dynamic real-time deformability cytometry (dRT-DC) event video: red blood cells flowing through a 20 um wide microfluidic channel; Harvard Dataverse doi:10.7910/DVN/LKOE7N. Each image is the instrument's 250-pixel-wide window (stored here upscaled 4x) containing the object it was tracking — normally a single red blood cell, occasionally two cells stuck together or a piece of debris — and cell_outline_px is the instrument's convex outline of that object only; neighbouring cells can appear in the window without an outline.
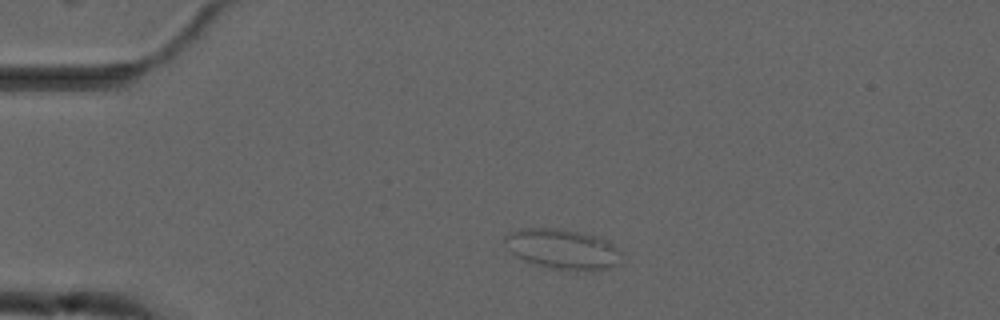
{"species": "common noctule bat (a hibernating species)", "species_latin": "Nyctalus noctula", "temperature_condition": "cold", "stored_images_in_passage": 3, "camera_frame_rate_fps": 3000, "um_per_image_px": 0.085, "animal": {"sex": "male", "forearm_length_mm": 52.5}, "frame": {"image": 1, "passage_image": 2, "time_ms": 1.333, "image_size_px": [1000, 320], "cell_outline_px": [[620, 252], [616, 264], [608, 268], [576, 272], [548, 268], [532, 264], [516, 256], [512, 252], [504, 240], [504, 236], [508, 232], [520, 228], [556, 228], [580, 232], [596, 236], [608, 240]], "centroid_in_image_um": [47.77, 21.18], "position_along_channel_um": 37.2, "area_um2": 27.34}}